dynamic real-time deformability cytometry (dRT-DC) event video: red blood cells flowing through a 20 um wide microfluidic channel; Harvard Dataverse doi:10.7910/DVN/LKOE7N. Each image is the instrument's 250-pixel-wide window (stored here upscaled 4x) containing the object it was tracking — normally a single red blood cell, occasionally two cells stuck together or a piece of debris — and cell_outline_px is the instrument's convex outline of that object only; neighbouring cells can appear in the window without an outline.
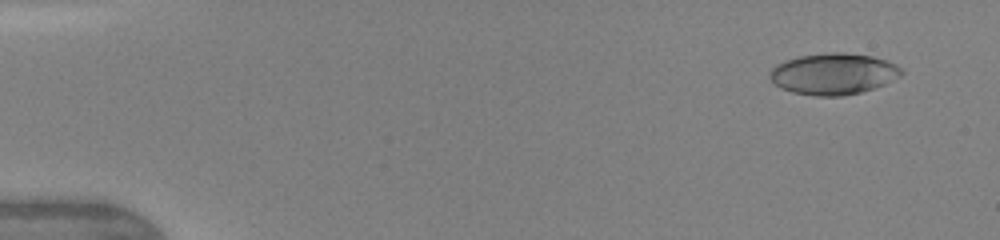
{"species": "human", "species_latin": "Homo sapiens", "temperature_condition": "warm", "stored_images_in_passage": 6, "camera_frame_rate_fps": 3000, "um_per_image_px": 0.085, "donor": {"sex": "female"}, "frame": {"image": 1, "passage_image": 1, "time_ms": 0.0, "image_size_px": [1000, 240], "cell_outline_px": [[904, 72], [900, 76], [876, 88], [844, 96], [816, 96], [792, 92], [780, 88], [768, 76], [768, 72], [776, 64], [784, 60], [800, 56], [828, 52], [844, 52], [872, 56], [888, 60], [896, 64]], "centroid_in_image_um": [70.84, 6.27], "position_along_channel_um": 14.2, "area_um2": 31.96}}